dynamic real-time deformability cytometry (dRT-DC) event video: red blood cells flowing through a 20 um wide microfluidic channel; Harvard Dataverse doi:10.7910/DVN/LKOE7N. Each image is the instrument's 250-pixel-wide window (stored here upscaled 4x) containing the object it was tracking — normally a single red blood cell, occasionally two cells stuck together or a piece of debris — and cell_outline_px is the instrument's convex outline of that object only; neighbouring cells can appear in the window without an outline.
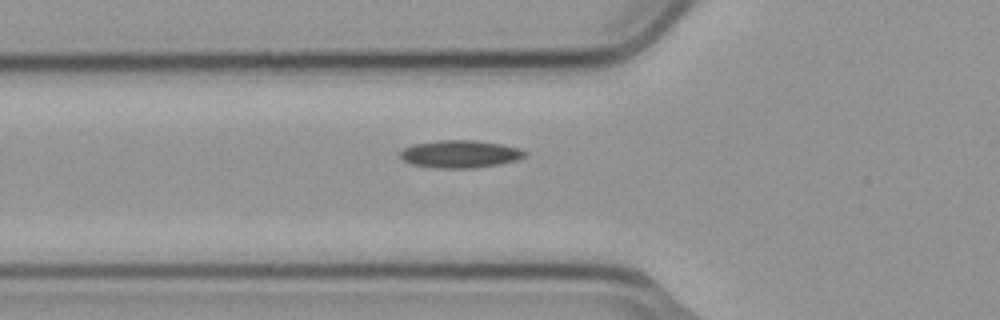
{"species": "common noctule bat (a hibernating species)", "species_latin": "Nyctalus noctula", "temperature_condition": "cold", "stored_images_in_passage": 6, "camera_frame_rate_fps": 3000, "um_per_image_px": 0.085, "animal": {"sex": "male", "body_mass_g": 23.1, "forearm_length_mm": 52.7}, "frame": {"image": 1, "passage_image": 6, "time_ms": 1.667, "image_size_px": [1000, 320], "cell_outline_px": [[528, 156], [516, 160], [500, 164], [476, 168], [436, 168], [412, 164], [404, 160], [400, 156], [400, 152], [404, 148], [416, 144], [436, 140], [472, 140], [500, 144], [520, 148], [528, 152]], "centroid_in_image_um": [39.16, 13.1], "position_along_channel_um": 86.6, "area_um2": 20.06}}